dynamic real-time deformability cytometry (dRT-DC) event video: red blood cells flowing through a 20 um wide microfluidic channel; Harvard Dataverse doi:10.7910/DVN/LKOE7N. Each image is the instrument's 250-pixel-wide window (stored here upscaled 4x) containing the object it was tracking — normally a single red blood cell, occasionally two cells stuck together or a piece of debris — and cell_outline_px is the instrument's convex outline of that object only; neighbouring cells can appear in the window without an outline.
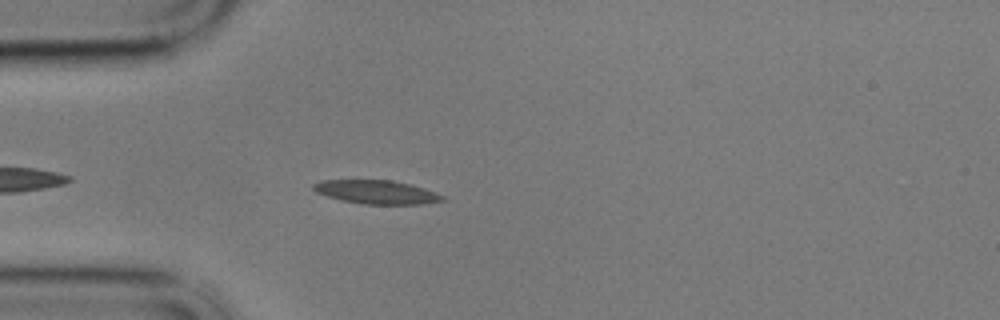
{"species": "common noctule bat (a hibernating species)", "species_latin": "Nyctalus noctula", "temperature_condition": "cold", "stored_images_in_passage": 14, "camera_frame_rate_fps": 3000, "um_per_image_px": 0.085, "animal": {"sex": "male", "body_mass_g": 17.9}, "frame": {"image": 1, "passage_image": 3, "time_ms": 0.667, "image_size_px": [1000, 320], "cell_outline_px": [[448, 200], [420, 204], [364, 204], [340, 200], [316, 192], [312, 188], [312, 184], [320, 180], [392, 180], [424, 188], [436, 192], [444, 196]], "centroid_in_image_um": [32.01, 16.32], "position_along_channel_um": 53.0, "area_um2": 17.8}}